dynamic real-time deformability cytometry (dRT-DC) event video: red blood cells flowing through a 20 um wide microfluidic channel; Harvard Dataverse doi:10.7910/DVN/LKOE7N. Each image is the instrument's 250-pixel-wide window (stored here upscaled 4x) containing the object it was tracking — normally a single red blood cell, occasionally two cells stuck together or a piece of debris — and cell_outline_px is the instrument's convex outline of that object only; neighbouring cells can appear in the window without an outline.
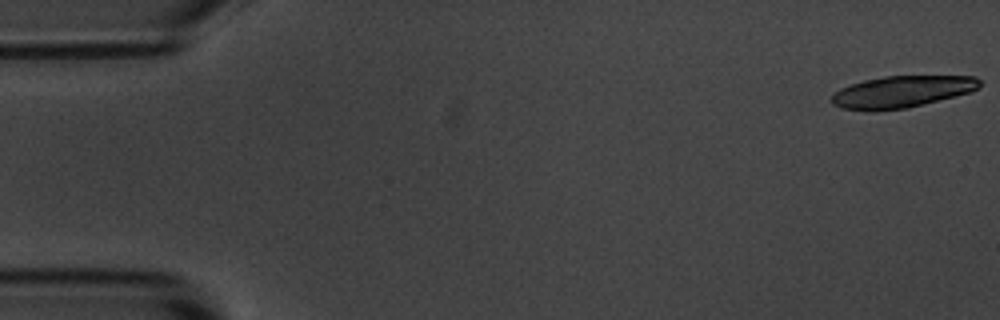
{"species": "common noctule bat (a hibernating species)", "species_latin": "Nyctalus noctula", "temperature_condition": "room temperature", "stored_images_in_passage": 5, "camera_frame_rate_fps": 3000, "um_per_image_px": 0.085, "animal": {"sex": "male", "body_mass_g": 20.1, "forearm_length_mm": 53.5}, "frame": {"image": 1, "passage_image": 1, "time_ms": 0.0, "image_size_px": [1000, 320], "cell_outline_px": [[980, 88], [972, 92], [908, 108], [840, 108], [832, 104], [832, 96], [840, 88], [864, 80], [884, 76], [976, 76], [980, 80]], "centroid_in_image_um": [76.75, 7.76], "position_along_channel_um": 8.2, "area_um2": 26.7}}